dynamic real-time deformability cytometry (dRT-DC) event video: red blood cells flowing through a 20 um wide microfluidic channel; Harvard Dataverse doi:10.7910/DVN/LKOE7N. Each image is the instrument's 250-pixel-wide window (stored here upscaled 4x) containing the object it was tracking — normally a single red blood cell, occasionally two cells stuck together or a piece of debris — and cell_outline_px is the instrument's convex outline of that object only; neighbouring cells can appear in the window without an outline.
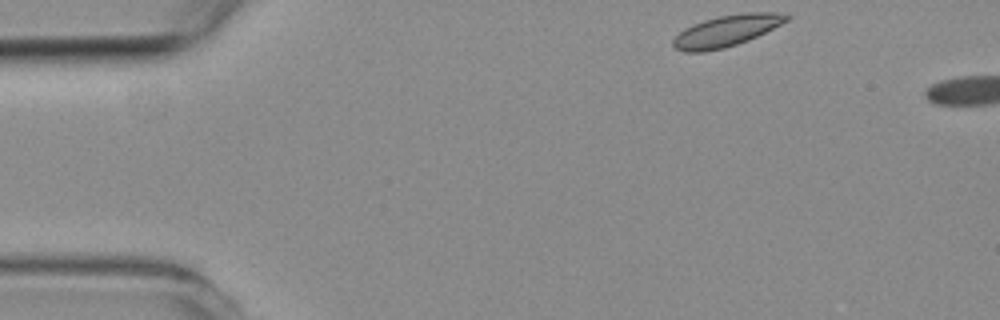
{"species": "common noctule bat (a hibernating species)", "species_latin": "Nyctalus noctula", "temperature_condition": "room temperature", "stored_images_in_passage": 2, "camera_frame_rate_fps": 3000, "um_per_image_px": 0.085, "animal": {"sex": "female", "body_mass_g": 19.3, "forearm_length_mm": 54.1}, "frame": {"image": 1, "passage_image": 1, "time_ms": 0.0, "image_size_px": [1000, 320], "cell_outline_px": [[792, 16], [788, 20], [748, 40], [724, 48], [704, 52], [684, 52], [676, 48], [672, 44], [672, 40], [684, 28], [692, 24], [704, 20], [720, 16], [744, 12], [776, 12]], "centroid_in_image_um": [61.72, 2.62], "position_along_channel_um": 23.3, "area_um2": 20.52}}